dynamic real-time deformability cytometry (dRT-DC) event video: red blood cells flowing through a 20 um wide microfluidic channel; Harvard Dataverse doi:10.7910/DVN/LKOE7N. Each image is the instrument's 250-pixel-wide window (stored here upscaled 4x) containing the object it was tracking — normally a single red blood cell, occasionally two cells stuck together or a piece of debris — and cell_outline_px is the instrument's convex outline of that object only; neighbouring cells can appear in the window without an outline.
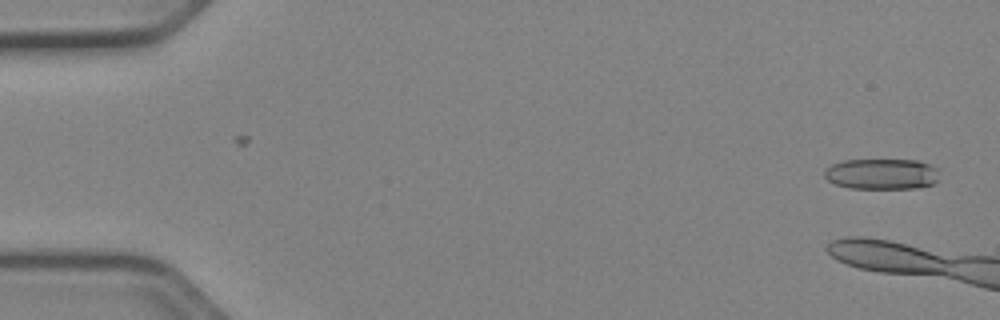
{"species": "Egyptian fruit bat (a non-hibernating species)", "species_latin": "Rousettus aegyptiacus", "temperature_condition": "cold", "stored_images_in_passage": 7, "camera_frame_rate_fps": 3000, "um_per_image_px": 0.085, "animal": {"sex": "female"}, "frame": {"image": 1, "passage_image": 2, "time_ms": 0.333, "image_size_px": [1000, 320], "cell_outline_px": [[940, 180], [936, 184], [916, 188], [848, 188], [836, 184], [828, 180], [824, 176], [824, 172], [832, 164], [844, 160], [916, 160], [928, 164], [936, 168]], "centroid_in_image_um": [74.98, 14.79], "position_along_channel_um": 10.0, "area_um2": 20.63}}